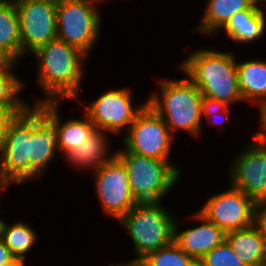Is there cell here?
I'll return each mask as SVG.
<instances>
[{"mask_svg":"<svg viewBox=\"0 0 266 266\" xmlns=\"http://www.w3.org/2000/svg\"><path fill=\"white\" fill-rule=\"evenodd\" d=\"M38 61V83L48 95L42 102H58L62 98L78 100L83 76L82 62L86 55L59 39L50 41L34 53Z\"/></svg>","mask_w":266,"mask_h":266,"instance_id":"cell-1","label":"cell"},{"mask_svg":"<svg viewBox=\"0 0 266 266\" xmlns=\"http://www.w3.org/2000/svg\"><path fill=\"white\" fill-rule=\"evenodd\" d=\"M180 69L203 96L227 105L244 101L239 88L237 63L232 53L197 50L182 62Z\"/></svg>","mask_w":266,"mask_h":266,"instance_id":"cell-2","label":"cell"},{"mask_svg":"<svg viewBox=\"0 0 266 266\" xmlns=\"http://www.w3.org/2000/svg\"><path fill=\"white\" fill-rule=\"evenodd\" d=\"M159 82L161 97L153 93L147 104L163 118L171 133L184 130L197 136L202 127L200 89L190 79Z\"/></svg>","mask_w":266,"mask_h":266,"instance_id":"cell-3","label":"cell"},{"mask_svg":"<svg viewBox=\"0 0 266 266\" xmlns=\"http://www.w3.org/2000/svg\"><path fill=\"white\" fill-rule=\"evenodd\" d=\"M125 165L130 190L138 203H158L173 188L180 169L170 161L158 160L126 149L116 152Z\"/></svg>","mask_w":266,"mask_h":266,"instance_id":"cell-4","label":"cell"},{"mask_svg":"<svg viewBox=\"0 0 266 266\" xmlns=\"http://www.w3.org/2000/svg\"><path fill=\"white\" fill-rule=\"evenodd\" d=\"M175 219L158 203H138L119 221L131 236L136 260L174 241Z\"/></svg>","mask_w":266,"mask_h":266,"instance_id":"cell-5","label":"cell"},{"mask_svg":"<svg viewBox=\"0 0 266 266\" xmlns=\"http://www.w3.org/2000/svg\"><path fill=\"white\" fill-rule=\"evenodd\" d=\"M98 1L103 0H57V39L86 56L95 45L100 31Z\"/></svg>","mask_w":266,"mask_h":266,"instance_id":"cell-6","label":"cell"},{"mask_svg":"<svg viewBox=\"0 0 266 266\" xmlns=\"http://www.w3.org/2000/svg\"><path fill=\"white\" fill-rule=\"evenodd\" d=\"M32 108L29 105L8 125L5 147L0 160V181L9 184L30 179V141Z\"/></svg>","mask_w":266,"mask_h":266,"instance_id":"cell-7","label":"cell"},{"mask_svg":"<svg viewBox=\"0 0 266 266\" xmlns=\"http://www.w3.org/2000/svg\"><path fill=\"white\" fill-rule=\"evenodd\" d=\"M171 134L163 118L146 104L129 127L124 148L131 153L169 161Z\"/></svg>","mask_w":266,"mask_h":266,"instance_id":"cell-8","label":"cell"},{"mask_svg":"<svg viewBox=\"0 0 266 266\" xmlns=\"http://www.w3.org/2000/svg\"><path fill=\"white\" fill-rule=\"evenodd\" d=\"M19 16L22 57L57 39V0H14Z\"/></svg>","mask_w":266,"mask_h":266,"instance_id":"cell-9","label":"cell"},{"mask_svg":"<svg viewBox=\"0 0 266 266\" xmlns=\"http://www.w3.org/2000/svg\"><path fill=\"white\" fill-rule=\"evenodd\" d=\"M256 206L254 200L230 185L227 191L209 198L199 212L227 233L255 224Z\"/></svg>","mask_w":266,"mask_h":266,"instance_id":"cell-10","label":"cell"},{"mask_svg":"<svg viewBox=\"0 0 266 266\" xmlns=\"http://www.w3.org/2000/svg\"><path fill=\"white\" fill-rule=\"evenodd\" d=\"M94 172L103 211L119 221L138 204L130 190L125 165L115 156Z\"/></svg>","mask_w":266,"mask_h":266,"instance_id":"cell-11","label":"cell"},{"mask_svg":"<svg viewBox=\"0 0 266 266\" xmlns=\"http://www.w3.org/2000/svg\"><path fill=\"white\" fill-rule=\"evenodd\" d=\"M147 104L132 108L131 91L127 88L108 90L86 107L84 113L98 129L118 133L129 130L136 116Z\"/></svg>","mask_w":266,"mask_h":266,"instance_id":"cell-12","label":"cell"},{"mask_svg":"<svg viewBox=\"0 0 266 266\" xmlns=\"http://www.w3.org/2000/svg\"><path fill=\"white\" fill-rule=\"evenodd\" d=\"M229 170L231 186L258 203H266V145L253 137Z\"/></svg>","mask_w":266,"mask_h":266,"instance_id":"cell-13","label":"cell"},{"mask_svg":"<svg viewBox=\"0 0 266 266\" xmlns=\"http://www.w3.org/2000/svg\"><path fill=\"white\" fill-rule=\"evenodd\" d=\"M33 105L30 179L38 178L42 174L41 172L51 163L58 149L56 123L38 105Z\"/></svg>","mask_w":266,"mask_h":266,"instance_id":"cell-14","label":"cell"},{"mask_svg":"<svg viewBox=\"0 0 266 266\" xmlns=\"http://www.w3.org/2000/svg\"><path fill=\"white\" fill-rule=\"evenodd\" d=\"M194 216L195 219L202 221L203 224L183 232H178L175 222L174 242L187 255L199 262L207 253L226 240V233L199 211Z\"/></svg>","mask_w":266,"mask_h":266,"instance_id":"cell-15","label":"cell"},{"mask_svg":"<svg viewBox=\"0 0 266 266\" xmlns=\"http://www.w3.org/2000/svg\"><path fill=\"white\" fill-rule=\"evenodd\" d=\"M58 102H42L38 106L56 123L57 147L65 155L82 145L86 137L96 128L84 113L85 119H70L61 124L58 114Z\"/></svg>","mask_w":266,"mask_h":266,"instance_id":"cell-16","label":"cell"},{"mask_svg":"<svg viewBox=\"0 0 266 266\" xmlns=\"http://www.w3.org/2000/svg\"><path fill=\"white\" fill-rule=\"evenodd\" d=\"M226 241L248 266H266V241L256 224L227 232Z\"/></svg>","mask_w":266,"mask_h":266,"instance_id":"cell-17","label":"cell"},{"mask_svg":"<svg viewBox=\"0 0 266 266\" xmlns=\"http://www.w3.org/2000/svg\"><path fill=\"white\" fill-rule=\"evenodd\" d=\"M0 53L14 62L22 57L20 22L14 0H0Z\"/></svg>","mask_w":266,"mask_h":266,"instance_id":"cell-18","label":"cell"},{"mask_svg":"<svg viewBox=\"0 0 266 266\" xmlns=\"http://www.w3.org/2000/svg\"><path fill=\"white\" fill-rule=\"evenodd\" d=\"M265 15L255 2L250 8L235 13L222 28L228 38L238 43H250L265 32Z\"/></svg>","mask_w":266,"mask_h":266,"instance_id":"cell-19","label":"cell"},{"mask_svg":"<svg viewBox=\"0 0 266 266\" xmlns=\"http://www.w3.org/2000/svg\"><path fill=\"white\" fill-rule=\"evenodd\" d=\"M104 130L95 128L83 141L82 145L72 149L66 154V159L70 161L74 166L80 168H91L97 170L104 163L111 161L115 156L106 157L107 153V140L104 135Z\"/></svg>","mask_w":266,"mask_h":266,"instance_id":"cell-20","label":"cell"},{"mask_svg":"<svg viewBox=\"0 0 266 266\" xmlns=\"http://www.w3.org/2000/svg\"><path fill=\"white\" fill-rule=\"evenodd\" d=\"M238 82L243 100L266 103V62L251 60L237 63Z\"/></svg>","mask_w":266,"mask_h":266,"instance_id":"cell-21","label":"cell"},{"mask_svg":"<svg viewBox=\"0 0 266 266\" xmlns=\"http://www.w3.org/2000/svg\"><path fill=\"white\" fill-rule=\"evenodd\" d=\"M254 3L255 0H208L197 30L205 35L218 33L235 13L250 8Z\"/></svg>","mask_w":266,"mask_h":266,"instance_id":"cell-22","label":"cell"},{"mask_svg":"<svg viewBox=\"0 0 266 266\" xmlns=\"http://www.w3.org/2000/svg\"><path fill=\"white\" fill-rule=\"evenodd\" d=\"M36 237L27 223L17 222L10 226L4 224L2 240L15 257L26 258L25 253L33 247Z\"/></svg>","mask_w":266,"mask_h":266,"instance_id":"cell-23","label":"cell"},{"mask_svg":"<svg viewBox=\"0 0 266 266\" xmlns=\"http://www.w3.org/2000/svg\"><path fill=\"white\" fill-rule=\"evenodd\" d=\"M141 266H199L174 241L166 247L147 254L140 260Z\"/></svg>","mask_w":266,"mask_h":266,"instance_id":"cell-24","label":"cell"},{"mask_svg":"<svg viewBox=\"0 0 266 266\" xmlns=\"http://www.w3.org/2000/svg\"><path fill=\"white\" fill-rule=\"evenodd\" d=\"M15 64L16 62L7 60L0 67V105H28L17 96L24 82L11 73L10 70Z\"/></svg>","mask_w":266,"mask_h":266,"instance_id":"cell-25","label":"cell"},{"mask_svg":"<svg viewBox=\"0 0 266 266\" xmlns=\"http://www.w3.org/2000/svg\"><path fill=\"white\" fill-rule=\"evenodd\" d=\"M199 266H248L234 252L225 240L207 253L199 262Z\"/></svg>","mask_w":266,"mask_h":266,"instance_id":"cell-26","label":"cell"},{"mask_svg":"<svg viewBox=\"0 0 266 266\" xmlns=\"http://www.w3.org/2000/svg\"><path fill=\"white\" fill-rule=\"evenodd\" d=\"M228 106L229 105H227L224 102L203 96L202 97L201 112H202V115L205 114V116H207L209 123L211 121H213L212 122L213 124H222L226 119H228V113H229ZM217 113L218 114L221 113V115H222V117H221L222 119L219 122H218V120L214 121L215 119L211 120L212 118L217 116L216 115Z\"/></svg>","mask_w":266,"mask_h":266,"instance_id":"cell-27","label":"cell"},{"mask_svg":"<svg viewBox=\"0 0 266 266\" xmlns=\"http://www.w3.org/2000/svg\"><path fill=\"white\" fill-rule=\"evenodd\" d=\"M29 105H0V125L9 123Z\"/></svg>","mask_w":266,"mask_h":266,"instance_id":"cell-28","label":"cell"},{"mask_svg":"<svg viewBox=\"0 0 266 266\" xmlns=\"http://www.w3.org/2000/svg\"><path fill=\"white\" fill-rule=\"evenodd\" d=\"M255 224L260 228L266 241V203H258L256 206Z\"/></svg>","mask_w":266,"mask_h":266,"instance_id":"cell-29","label":"cell"},{"mask_svg":"<svg viewBox=\"0 0 266 266\" xmlns=\"http://www.w3.org/2000/svg\"><path fill=\"white\" fill-rule=\"evenodd\" d=\"M260 122L263 132L255 133L254 137L266 145V103L260 108Z\"/></svg>","mask_w":266,"mask_h":266,"instance_id":"cell-30","label":"cell"},{"mask_svg":"<svg viewBox=\"0 0 266 266\" xmlns=\"http://www.w3.org/2000/svg\"><path fill=\"white\" fill-rule=\"evenodd\" d=\"M15 256L11 253L10 249L5 245L4 241L0 239V266H4L12 261Z\"/></svg>","mask_w":266,"mask_h":266,"instance_id":"cell-31","label":"cell"},{"mask_svg":"<svg viewBox=\"0 0 266 266\" xmlns=\"http://www.w3.org/2000/svg\"><path fill=\"white\" fill-rule=\"evenodd\" d=\"M8 125H0V160L3 155Z\"/></svg>","mask_w":266,"mask_h":266,"instance_id":"cell-32","label":"cell"},{"mask_svg":"<svg viewBox=\"0 0 266 266\" xmlns=\"http://www.w3.org/2000/svg\"><path fill=\"white\" fill-rule=\"evenodd\" d=\"M25 258L15 257L12 261L4 266H24Z\"/></svg>","mask_w":266,"mask_h":266,"instance_id":"cell-33","label":"cell"},{"mask_svg":"<svg viewBox=\"0 0 266 266\" xmlns=\"http://www.w3.org/2000/svg\"><path fill=\"white\" fill-rule=\"evenodd\" d=\"M109 266H141L140 261L132 259L130 262L122 263L119 265L109 264Z\"/></svg>","mask_w":266,"mask_h":266,"instance_id":"cell-34","label":"cell"},{"mask_svg":"<svg viewBox=\"0 0 266 266\" xmlns=\"http://www.w3.org/2000/svg\"><path fill=\"white\" fill-rule=\"evenodd\" d=\"M4 224L5 223L0 219V239H2V233H3Z\"/></svg>","mask_w":266,"mask_h":266,"instance_id":"cell-35","label":"cell"},{"mask_svg":"<svg viewBox=\"0 0 266 266\" xmlns=\"http://www.w3.org/2000/svg\"><path fill=\"white\" fill-rule=\"evenodd\" d=\"M7 61V59L2 55L0 54V67Z\"/></svg>","mask_w":266,"mask_h":266,"instance_id":"cell-36","label":"cell"},{"mask_svg":"<svg viewBox=\"0 0 266 266\" xmlns=\"http://www.w3.org/2000/svg\"><path fill=\"white\" fill-rule=\"evenodd\" d=\"M9 185H10L9 183L0 181V189H2V188L4 189V187H6V186L8 187Z\"/></svg>","mask_w":266,"mask_h":266,"instance_id":"cell-37","label":"cell"},{"mask_svg":"<svg viewBox=\"0 0 266 266\" xmlns=\"http://www.w3.org/2000/svg\"><path fill=\"white\" fill-rule=\"evenodd\" d=\"M261 1H262V2H261ZM264 1L266 2V0H255V2H256L257 4L259 3V5H260V4H263Z\"/></svg>","mask_w":266,"mask_h":266,"instance_id":"cell-38","label":"cell"}]
</instances>
